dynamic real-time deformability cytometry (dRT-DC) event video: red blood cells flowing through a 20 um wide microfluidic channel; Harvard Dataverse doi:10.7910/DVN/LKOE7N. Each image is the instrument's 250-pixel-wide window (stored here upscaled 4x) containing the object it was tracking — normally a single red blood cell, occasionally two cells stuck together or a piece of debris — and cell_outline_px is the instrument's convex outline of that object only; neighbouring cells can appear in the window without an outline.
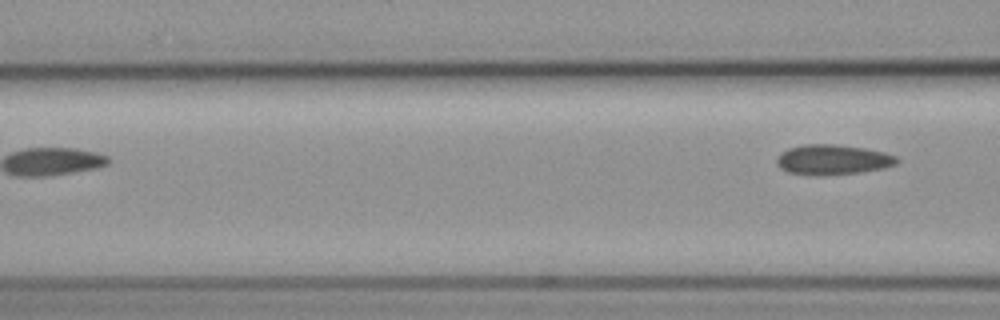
{"species": "common noctule bat (a hibernating species)", "species_latin": "Nyctalus noctula", "temperature_condition": "cold", "stored_images_in_passage": 6, "camera_frame_rate_fps": 3000, "um_per_image_px": 0.085, "animal": {"sex": "female", "body_mass_g": 19.3, "forearm_length_mm": 54.1}, "frame": {"image": 1, "passage_image": 6, "time_ms": 6.0, "image_size_px": [1000, 320], "cell_outline_px": [[900, 160], [896, 164], [884, 168], [860, 172], [820, 176], [816, 176], [788, 172], [780, 168], [776, 164], [776, 156], [788, 148], [804, 144], [832, 144], [864, 148], [884, 152], [896, 156]], "centroid_in_image_um": [70.76, 13.58], "position_along_channel_um": 95.8, "area_um2": 21.21}}